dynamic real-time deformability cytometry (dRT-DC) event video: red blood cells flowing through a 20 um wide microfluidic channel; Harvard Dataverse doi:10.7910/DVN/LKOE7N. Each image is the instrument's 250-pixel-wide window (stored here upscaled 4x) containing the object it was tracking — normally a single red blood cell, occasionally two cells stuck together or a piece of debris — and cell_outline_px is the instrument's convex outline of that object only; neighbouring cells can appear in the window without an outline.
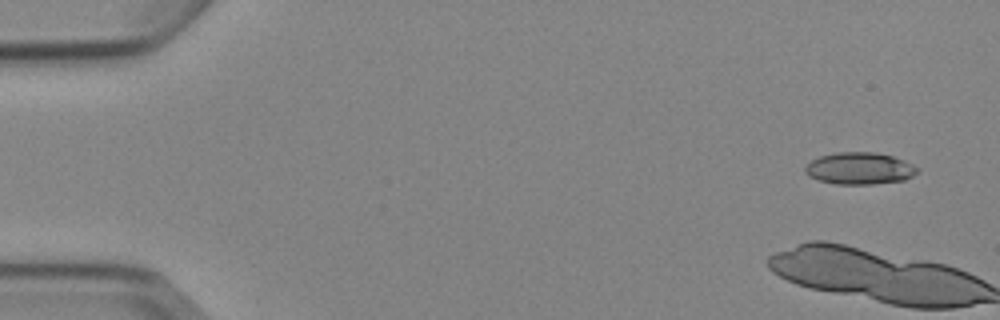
{"species": "Egyptian fruit bat (a non-hibernating species)", "species_latin": "Rousettus aegyptiacus", "temperature_condition": "cold", "stored_images_in_passage": 6, "camera_frame_rate_fps": 3000, "um_per_image_px": 0.085, "animal": {"sex": "female"}, "frame": {"image": 1, "passage_image": 1, "time_ms": 0.0, "image_size_px": [1000, 320], "cell_outline_px": [[920, 172], [904, 180], [872, 184], [836, 184], [820, 180], [808, 176], [804, 172], [804, 168], [812, 160], [820, 156], [836, 152], [876, 152], [892, 156], [904, 160], [920, 168]], "centroid_in_image_um": [73.09, 14.31], "position_along_channel_um": 11.9, "area_um2": 20.98}}